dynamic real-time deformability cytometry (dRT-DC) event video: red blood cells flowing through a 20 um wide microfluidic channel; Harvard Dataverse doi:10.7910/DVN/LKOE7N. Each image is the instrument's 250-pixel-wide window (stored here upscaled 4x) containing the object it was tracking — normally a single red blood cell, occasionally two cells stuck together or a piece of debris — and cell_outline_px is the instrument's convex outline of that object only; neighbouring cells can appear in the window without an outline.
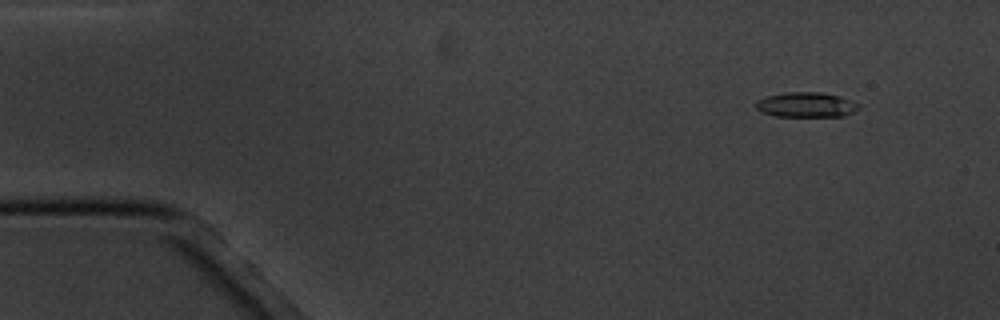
{"species": "common noctule bat (a hibernating species)", "species_latin": "Nyctalus noctula", "temperature_condition": "cold", "stored_images_in_passage": 4, "camera_frame_rate_fps": 3000, "um_per_image_px": 0.085, "animal": {"sex": "male", "body_mass_g": 20.1, "forearm_length_mm": 53.5}, "frame": {"image": 1, "passage_image": 1, "time_ms": 0.0, "image_size_px": [1000, 320], "cell_outline_px": [[860, 108], [844, 116], [776, 116], [760, 112], [756, 108], [756, 100], [768, 96], [784, 92], [820, 92], [840, 96], [856, 104]], "centroid_in_image_um": [68.47, 8.9], "position_along_channel_um": 16.5, "area_um2": 14.8}}
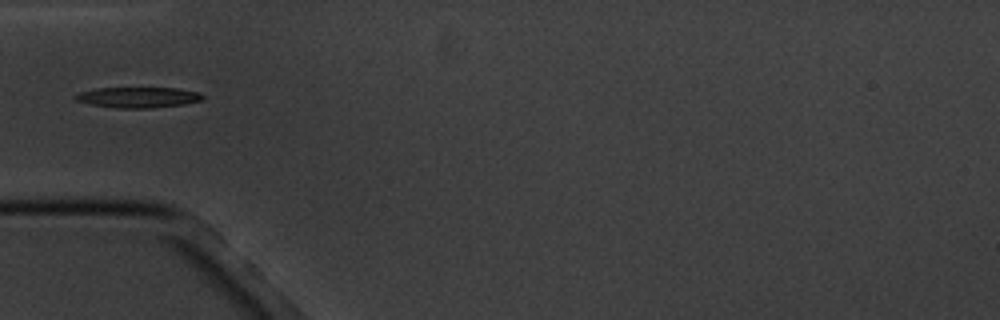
{"frame": {"image": 2, "passage_image": 4, "time_ms": 4.333, "image_size_px": [1000, 320], "cell_outline_px": [[204, 100], [184, 104], [152, 108], [116, 108], [88, 104], [76, 100], [72, 96], [80, 92], [96, 88], [176, 88], [200, 92], [204, 96]], "centroid_in_image_um": [11.74, 8.28], "position_along_channel_um": 73.3, "area_um2": 15.43}}